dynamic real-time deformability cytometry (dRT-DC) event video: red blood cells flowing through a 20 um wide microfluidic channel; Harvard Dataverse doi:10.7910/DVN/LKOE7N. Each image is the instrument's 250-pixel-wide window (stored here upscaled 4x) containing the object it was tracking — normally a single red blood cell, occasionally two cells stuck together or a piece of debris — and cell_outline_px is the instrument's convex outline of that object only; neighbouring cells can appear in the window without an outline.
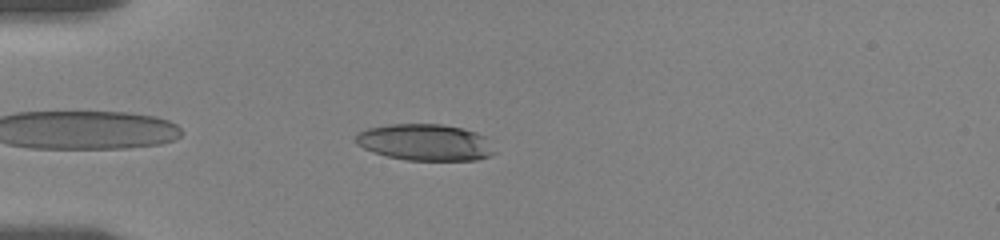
{"species": "human", "species_latin": "Homo sapiens", "temperature_condition": "room temperature", "stored_images_in_passage": 36, "camera_frame_rate_fps": 3000, "um_per_image_px": 0.085, "donor": {"sex": "female"}, "frame": {"image": 1, "passage_image": 2, "time_ms": 0.333, "image_size_px": [1000, 240], "cell_outline_px": [[496, 152], [492, 156], [476, 160], [404, 160], [372, 152], [356, 144], [356, 136], [360, 132], [368, 128], [388, 124], [440, 124], [460, 128], [476, 132], [484, 136]], "centroid_in_image_um": [36.14, 12.11], "position_along_channel_um": 48.9, "area_um2": 29.48}}
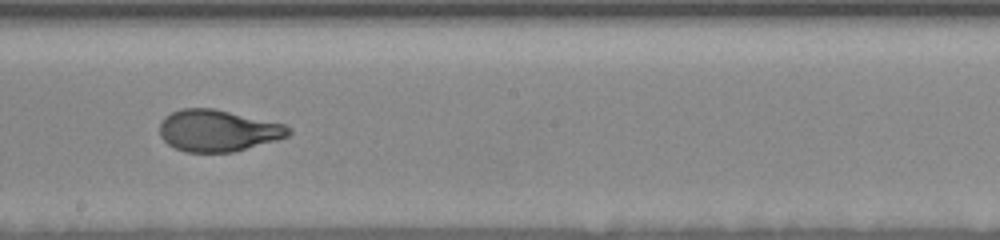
{"frame": {"image": 2, "passage_image": 17, "time_ms": 6.0, "image_size_px": [1000, 240], "cell_outline_px": [[292, 132], [288, 136], [276, 140], [232, 152], [184, 152], [168, 144], [160, 136], [160, 120], [164, 116], [172, 112], [184, 108], [212, 108], [284, 124], [292, 128]], "centroid_in_image_um": [18.5, 11.1], "position_along_channel_um": 229.7, "area_um2": 31.15}}
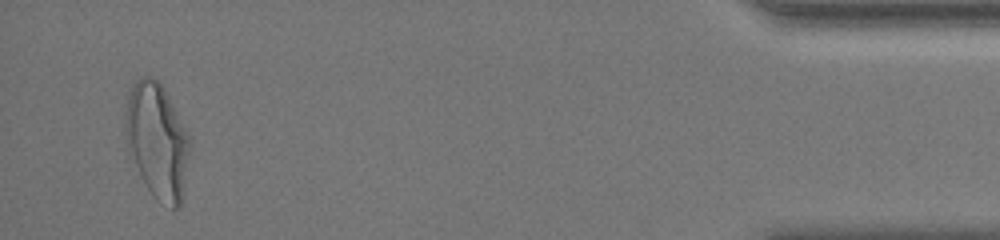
{"frame": {"image": 3, "passage_image": 35, "time_ms": 13.333, "image_size_px": [1000, 240], "cell_outline_px": [[188, 152], [180, 204], [176, 208], [172, 208], [156, 200], [152, 196], [140, 176], [128, 152], [124, 120], [128, 96], [132, 84], [140, 76], [152, 76], [160, 80], [188, 136]], "centroid_in_image_um": [13.29, 11.92], "position_along_channel_um": 421.9, "area_um2": 42.54}, "authors_computed_cell_mechanics": {"area_um2": 31.9056, "velocity_mm_per_s": 3.5457, "shape_relaxation_time_tau1_ms": 5.1416, "shape_relaxation_time_tau2_ms": null, "deformation_change_tau1": 0.1997, "deformation_change_tau2": null}}